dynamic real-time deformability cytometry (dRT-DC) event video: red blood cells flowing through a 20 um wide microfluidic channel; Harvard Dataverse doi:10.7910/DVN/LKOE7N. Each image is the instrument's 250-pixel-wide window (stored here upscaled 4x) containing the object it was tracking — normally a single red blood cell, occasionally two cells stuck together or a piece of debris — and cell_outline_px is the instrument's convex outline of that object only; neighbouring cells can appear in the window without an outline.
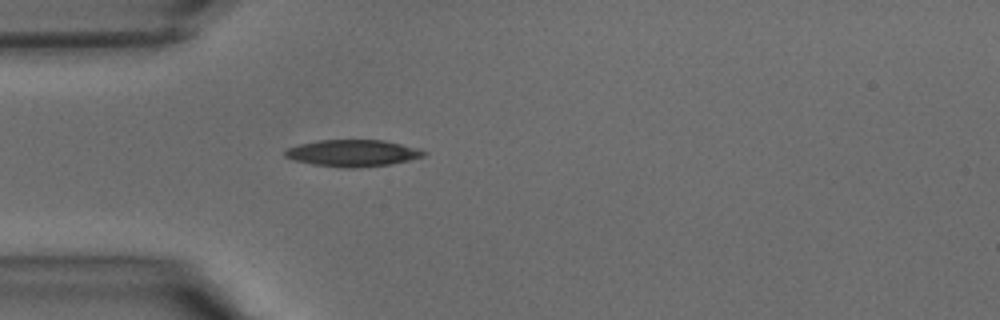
{"species": "common noctule bat (a hibernating species)", "species_latin": "Nyctalus noctula", "temperature_condition": "warm", "stored_images_in_passage": 30, "camera_frame_rate_fps": 3000, "um_per_image_px": 0.085, "animal": {"sex": "male", "body_mass_g": 15.6}, "frame": {"image": 1, "passage_image": 1, "time_ms": 0.0, "image_size_px": [1000, 320], "cell_outline_px": [[428, 152], [424, 156], [392, 164], [360, 168], [340, 168], [312, 164], [292, 160], [284, 156], [284, 152], [288, 148], [300, 144], [320, 140], [384, 140], [420, 148]], "centroid_in_image_um": [30.0, 13.02], "position_along_channel_um": 55.0, "area_um2": 21.85}}
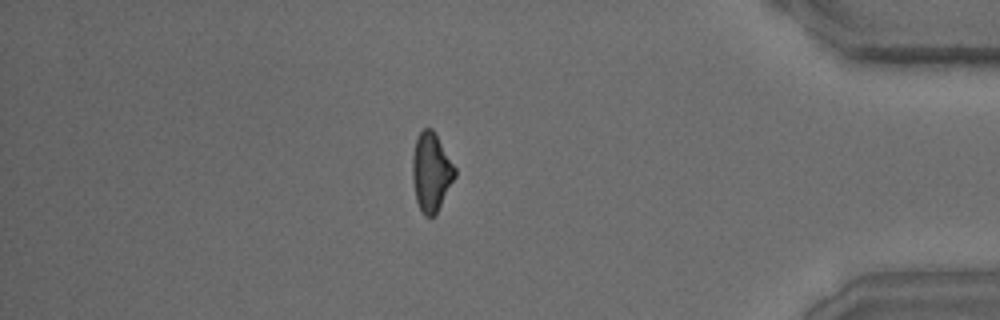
{"frame": {"image": 2, "passage_image": 24, "time_ms": 7.667, "image_size_px": [1000, 320], "cell_outline_px": [[456, 176], [436, 216], [424, 216], [416, 200], [412, 180], [412, 156], [416, 140], [420, 132], [424, 128], [432, 128], [456, 168]], "centroid_in_image_um": [36.65, 14.65], "position_along_channel_um": 398.5, "area_um2": 19.54}}
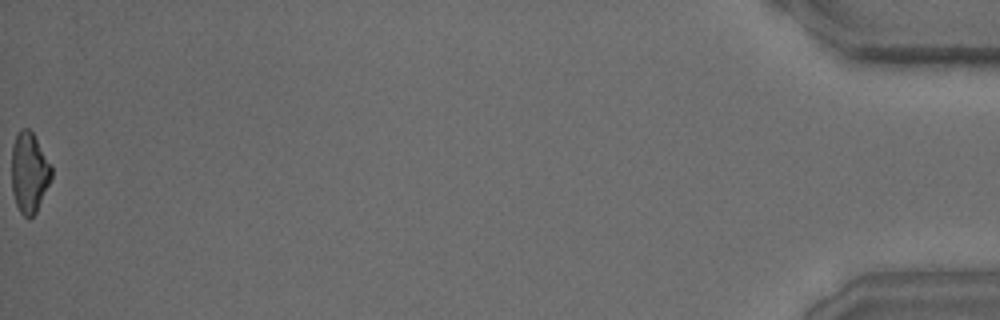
{"frame": {"image": 3, "passage_image": 30, "time_ms": 9.667, "image_size_px": [1000, 320], "cell_outline_px": [[52, 176], [36, 212], [28, 220], [20, 212], [16, 204], [12, 192], [12, 144], [20, 128], [28, 128], [32, 132], [52, 164]], "centroid_in_image_um": [2.48, 14.66], "position_along_channel_um": 432.7, "area_um2": 18.73}}